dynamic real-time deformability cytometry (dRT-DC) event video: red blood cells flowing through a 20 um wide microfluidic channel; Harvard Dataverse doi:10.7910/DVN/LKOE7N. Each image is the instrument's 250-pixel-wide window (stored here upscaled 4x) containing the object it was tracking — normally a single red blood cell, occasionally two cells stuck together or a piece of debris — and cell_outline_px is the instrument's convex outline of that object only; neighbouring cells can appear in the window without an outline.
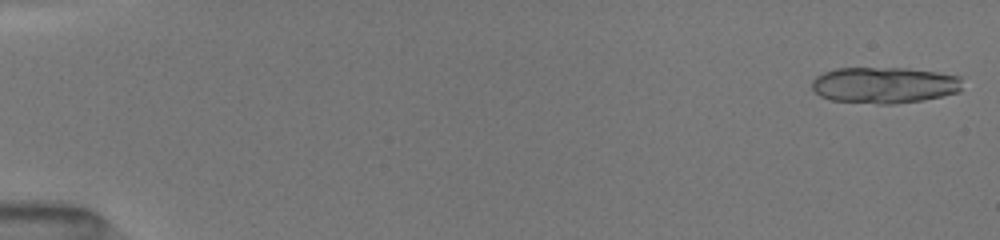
{"species": "common noctule bat (a hibernating species)", "species_latin": "Nyctalus noctula", "temperature_condition": "room temperature", "stored_images_in_passage": 50, "camera_frame_rate_fps": 3000, "um_per_image_px": 0.085, "animal": {"sex": "female", "body_mass_g": 19.5, "forearm_length_mm": 54.1}, "frame": {"image": 1, "passage_image": 1, "time_ms": 0.0, "image_size_px": [1000, 240], "cell_outline_px": [[960, 92], [920, 100], [892, 104], [876, 104], [832, 100], [820, 96], [812, 88], [812, 80], [816, 76], [824, 72], [836, 68], [908, 68], [936, 72], [960, 76]], "centroid_in_image_um": [75.13, 7.23], "position_along_channel_um": 9.9, "area_um2": 31.67}}
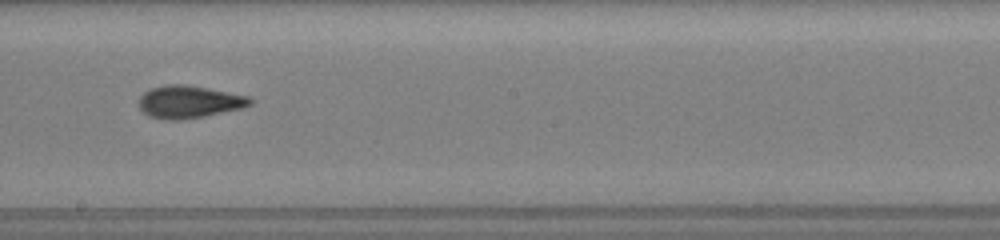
{"frame": {"image": 2, "passage_image": 30, "time_ms": 9.667, "image_size_px": [1000, 240], "cell_outline_px": [[252, 104], [244, 108], [204, 116], [180, 120], [164, 120], [148, 116], [140, 108], [140, 96], [148, 88], [164, 84], [184, 84], [228, 92], [248, 96], [252, 100]], "centroid_in_image_um": [16.05, 8.66], "position_along_channel_um": 232.2, "area_um2": 21.15}}
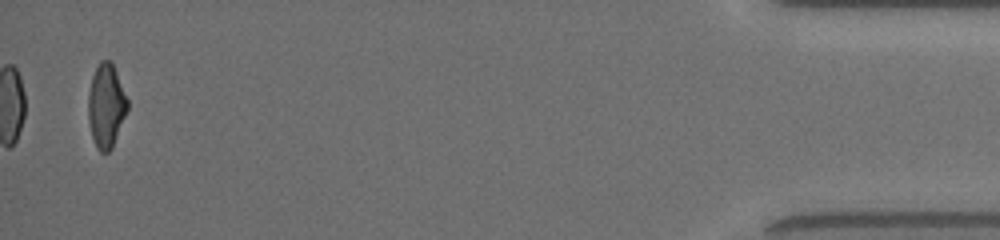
{"frame": {"image": 3, "passage_image": 50, "time_ms": 16.333, "image_size_px": [1000, 240], "cell_outline_px": [[128, 108], [112, 148], [108, 152], [100, 152], [96, 148], [92, 136], [88, 120], [88, 92], [92, 76], [100, 60], [112, 60], [128, 100]], "centroid_in_image_um": [9.02, 8.97], "position_along_channel_um": 426.2, "area_um2": 19.25}, "authors_computed_cell_mechanics": {"area_um2": 20.7502, "velocity_mm_per_s": 4.0697, "shape_relaxation_time_tau1_ms": 4.7676, "shape_relaxation_time_tau2_ms": 1.5873, "deformation_change_tau1": 0.1947, "deformation_change_tau2": 0.1021}}